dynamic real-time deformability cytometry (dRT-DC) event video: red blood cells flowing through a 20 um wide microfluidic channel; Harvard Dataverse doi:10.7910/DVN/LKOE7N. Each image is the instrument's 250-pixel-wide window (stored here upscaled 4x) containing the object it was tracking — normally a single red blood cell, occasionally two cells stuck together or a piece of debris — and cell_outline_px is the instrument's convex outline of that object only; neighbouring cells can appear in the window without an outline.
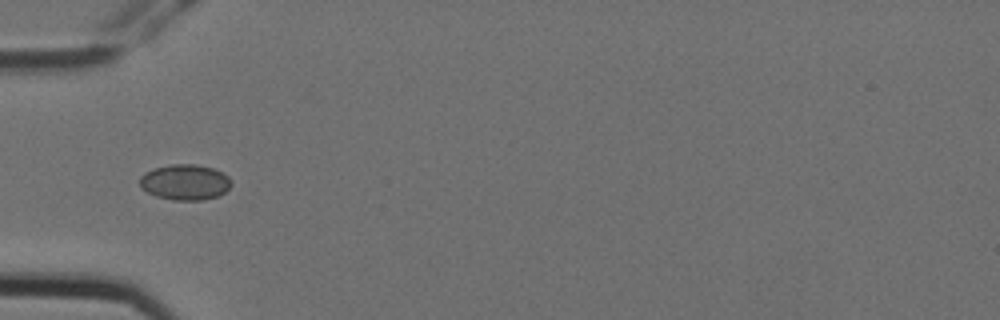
{"species": "Egyptian fruit bat (a non-hibernating species)", "species_latin": "Rousettus aegyptiacus", "temperature_condition": "cold", "stored_images_in_passage": 9, "camera_frame_rate_fps": 3000, "um_per_image_px": 0.085, "animal": {"sex": "female"}, "frame": {"image": 1, "passage_image": 6, "time_ms": 1.667, "image_size_px": [1000, 320], "cell_outline_px": [[232, 184], [224, 192], [216, 196], [204, 200], [172, 200], [156, 196], [140, 188], [140, 176], [144, 172], [156, 168], [172, 164], [196, 164], [212, 168], [228, 176]], "centroid_in_image_um": [15.7, 15.49], "position_along_channel_um": 69.3, "area_um2": 18.9}}
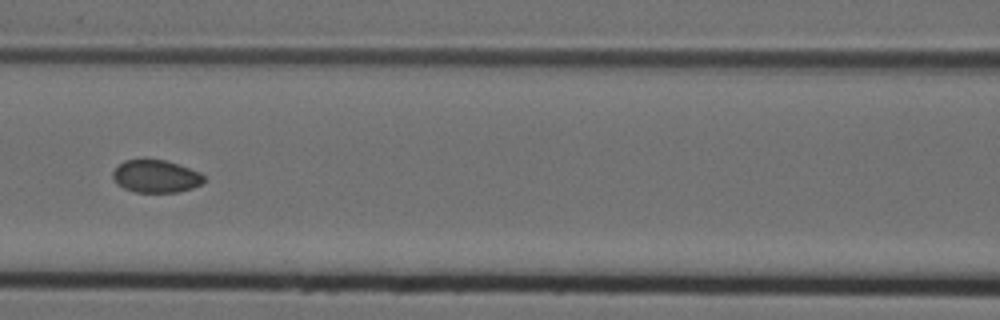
{"frame": {"image": 2, "passage_image": 8, "time_ms": 2.333, "image_size_px": [1000, 320], "cell_outline_px": [[204, 180], [200, 184], [192, 188], [176, 192], [136, 192], [124, 188], [116, 184], [112, 176], [112, 172], [124, 160], [144, 156], [164, 160], [180, 164], [200, 172], [204, 176]], "centroid_in_image_um": [13.21, 14.94], "position_along_channel_um": 153.4, "area_um2": 17.8}}
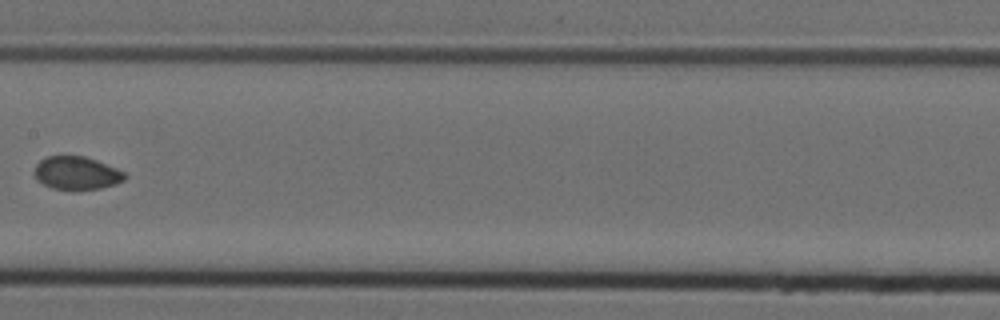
{"frame": {"image": 3, "passage_image": 9, "time_ms": 2.667, "image_size_px": [1000, 320], "cell_outline_px": [[128, 176], [124, 180], [116, 184], [100, 188], [76, 192], [72, 192], [52, 188], [36, 180], [32, 172], [36, 164], [40, 160], [48, 156], [84, 156], [96, 160], [116, 168], [124, 172]], "centroid_in_image_um": [6.48, 14.75], "position_along_channel_um": 200.9, "area_um2": 17.98}}